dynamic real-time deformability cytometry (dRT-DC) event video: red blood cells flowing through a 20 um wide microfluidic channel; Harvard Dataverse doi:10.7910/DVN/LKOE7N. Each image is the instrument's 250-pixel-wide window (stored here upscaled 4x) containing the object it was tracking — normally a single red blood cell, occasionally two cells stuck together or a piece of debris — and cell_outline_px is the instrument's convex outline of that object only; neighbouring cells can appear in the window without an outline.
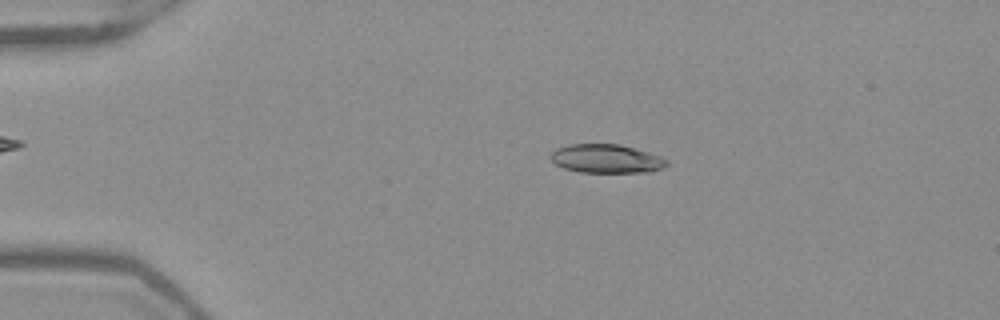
{"species": "Egyptian fruit bat (a non-hibernating species)", "species_latin": "Rousettus aegyptiacus", "temperature_condition": "warm", "stored_images_in_passage": 52, "camera_frame_rate_fps": 3000, "um_per_image_px": 0.085, "frame": {"image": 1, "passage_image": 11, "time_ms": 3.333, "image_size_px": [1000, 320], "cell_outline_px": [[668, 164], [664, 168], [648, 172], [580, 172], [564, 168], [556, 164], [548, 156], [548, 152], [556, 148], [568, 144], [620, 144], [648, 152], [660, 156], [668, 160]], "centroid_in_image_um": [51.51, 13.48], "position_along_channel_um": 33.5, "area_um2": 19.59}}
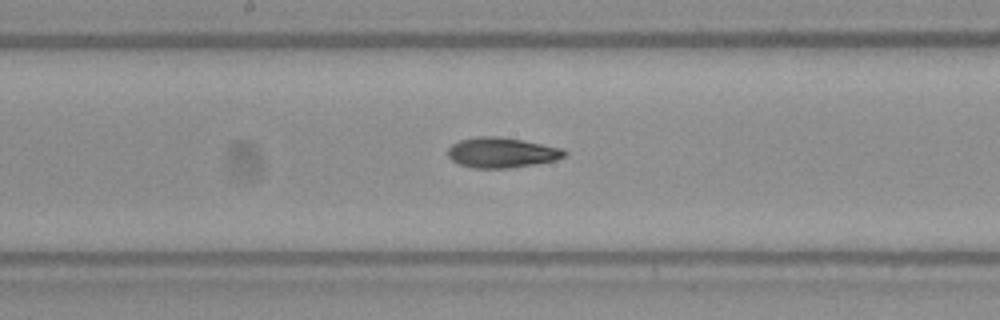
{"frame": {"image": 2, "passage_image": 28, "time_ms": 9.0, "image_size_px": [1000, 320], "cell_outline_px": [[568, 152], [564, 156], [556, 160], [536, 164], [512, 168], [472, 168], [460, 164], [452, 160], [448, 156], [448, 148], [452, 144], [460, 140], [476, 136], [496, 136], [520, 140], [564, 148]], "centroid_in_image_um": [42.65, 12.97], "position_along_channel_um": 205.5, "area_um2": 20.58}}
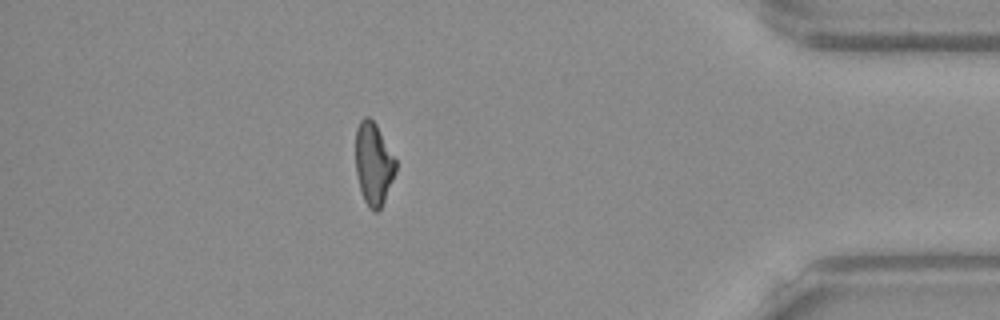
{"frame": {"image": 3, "passage_image": 46, "time_ms": 15.0, "image_size_px": [1000, 320], "cell_outline_px": [[396, 172], [384, 200], [380, 208], [376, 212], [372, 212], [368, 208], [364, 200], [360, 188], [356, 172], [356, 128], [360, 120], [364, 116], [368, 116], [376, 124], [396, 160]], "centroid_in_image_um": [31.74, 13.92], "position_along_channel_um": 403.5, "area_um2": 19.19}, "authors_computed_cell_mechanics": {"area_um2": 20.2011, "velocity_mm_per_s": 3.9547, "shape_relaxation_time_tau1_ms": 4.5875, "shape_relaxation_time_tau2_ms": 2.9668, "deformation_change_tau1": 0.1894, "deformation_change_tau2": 0.1066}}